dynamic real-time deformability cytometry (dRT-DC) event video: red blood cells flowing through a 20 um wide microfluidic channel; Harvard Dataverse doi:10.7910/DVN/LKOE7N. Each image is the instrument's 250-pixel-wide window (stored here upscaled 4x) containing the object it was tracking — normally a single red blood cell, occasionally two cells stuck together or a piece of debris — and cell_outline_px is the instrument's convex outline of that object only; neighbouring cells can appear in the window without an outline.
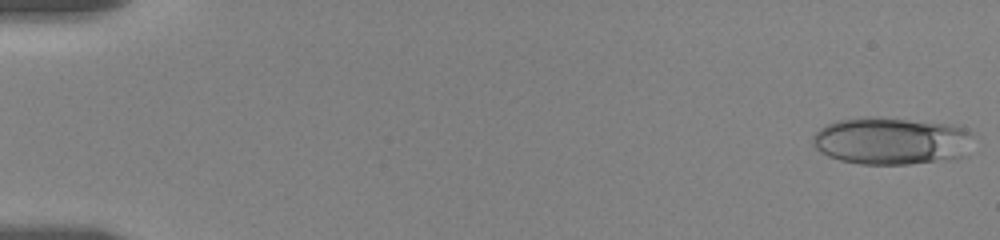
{"species": "human", "species_latin": "Homo sapiens", "temperature_condition": "room temperature", "stored_images_in_passage": 57, "camera_frame_rate_fps": 3000, "um_per_image_px": 0.085, "donor": {"sex": "female"}, "frame": {"image": 1, "passage_image": 1, "time_ms": 0.0, "image_size_px": [1000, 240], "cell_outline_px": [[972, 132], [968, 156], [956, 160], [908, 164], [860, 164], [840, 160], [828, 156], [820, 152], [812, 144], [812, 136], [820, 128], [836, 120], [864, 116], [872, 116], [956, 124]], "centroid_in_image_um": [75.82, 11.98], "position_along_channel_um": 9.2, "area_um2": 45.32}}
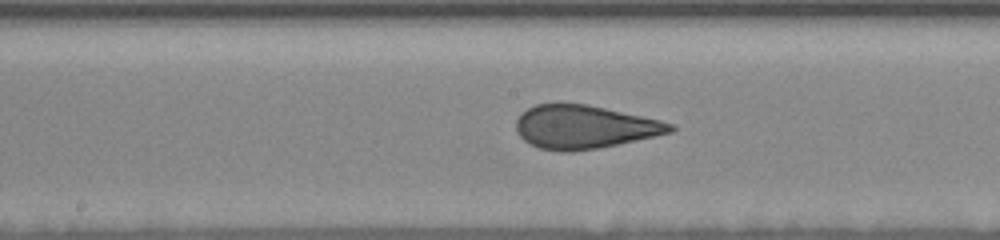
{"frame": {"image": 2, "passage_image": 30, "time_ms": 9.667, "image_size_px": [1000, 240], "cell_outline_px": [[676, 128], [672, 132], [656, 136], [596, 148], [568, 152], [560, 152], [540, 148], [524, 140], [520, 136], [516, 128], [516, 120], [528, 108], [536, 104], [588, 104], [660, 120], [676, 124]], "centroid_in_image_um": [49.69, 10.79], "position_along_channel_um": 198.5, "area_um2": 38.61}}
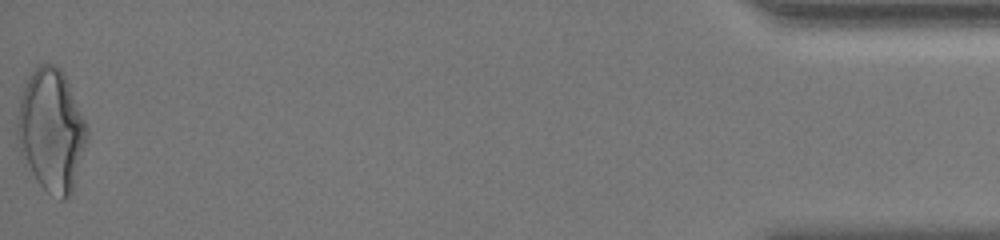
{"frame": {"image": 3, "passage_image": 57, "time_ms": 18.667, "image_size_px": [1000, 240], "cell_outline_px": [[88, 136], [72, 192], [64, 200], [60, 200], [48, 192], [36, 180], [20, 152], [16, 136], [16, 116], [20, 96], [24, 84], [32, 72], [40, 64], [56, 64], [64, 72], [88, 128]], "centroid_in_image_um": [4.34, 11.05], "position_along_channel_um": 430.9, "area_um2": 49.77}, "authors_computed_cell_mechanics": {"area_um2": 40.2866, "velocity_mm_per_s": 3.53, "shape_relaxation_time_tau1_ms": 10.8512, "shape_relaxation_time_tau2_ms": 0.9406, "deformation_change_tau1": 0.2569, "deformation_change_tau2": 0.09}}